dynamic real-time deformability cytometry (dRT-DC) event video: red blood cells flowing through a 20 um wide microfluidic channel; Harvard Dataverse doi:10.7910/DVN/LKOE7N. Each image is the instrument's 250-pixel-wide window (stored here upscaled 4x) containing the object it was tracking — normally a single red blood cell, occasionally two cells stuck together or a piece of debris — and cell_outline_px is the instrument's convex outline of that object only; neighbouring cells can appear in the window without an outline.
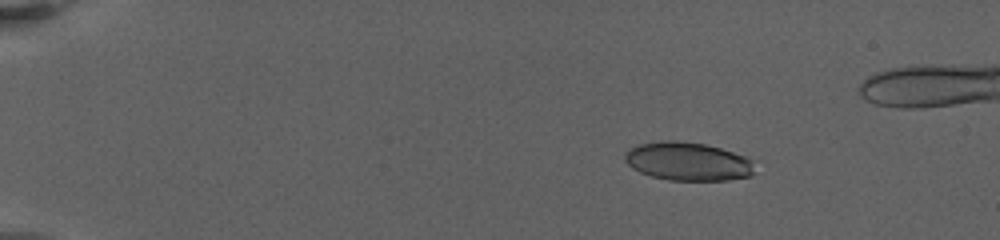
{"species": "human", "species_latin": "Homo sapiens", "temperature_condition": "warm", "stored_images_in_passage": 42, "camera_frame_rate_fps": 3000, "um_per_image_px": 0.085, "donor": {"sex": "female"}, "frame": {"image": 1, "passage_image": 4, "time_ms": 2.667, "image_size_px": [1000, 240], "cell_outline_px": [[752, 176], [728, 180], [668, 180], [652, 176], [640, 172], [632, 168], [624, 160], [624, 156], [632, 148], [640, 144], [660, 140], [676, 140], [704, 144], [720, 148], [744, 156], [752, 160]], "centroid_in_image_um": [58.45, 13.72], "position_along_channel_um": 26.5, "area_um2": 28.84}}
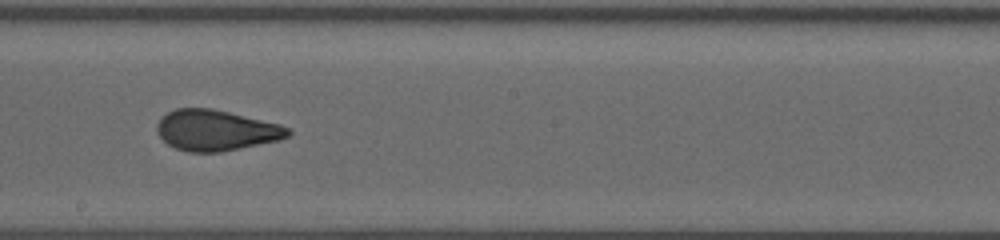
{"frame": {"image": 2, "passage_image": 22, "time_ms": 12.667, "image_size_px": [1000, 240], "cell_outline_px": [[292, 132], [288, 136], [280, 140], [220, 152], [188, 152], [176, 148], [168, 144], [160, 136], [156, 128], [156, 124], [168, 112], [176, 108], [212, 108], [280, 124], [288, 128]], "centroid_in_image_um": [18.37, 11.07], "position_along_channel_um": 229.8, "area_um2": 30.92}}
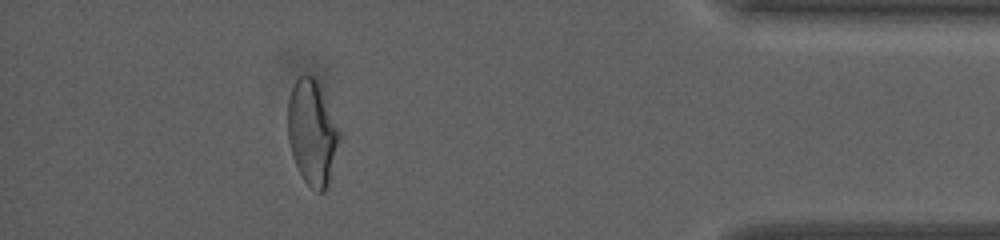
{"frame": {"image": 3, "passage_image": 37, "time_ms": 19.667, "image_size_px": [1000, 240], "cell_outline_px": [[340, 140], [328, 188], [324, 192], [316, 192], [304, 180], [292, 156], [288, 140], [288, 100], [292, 88], [296, 80], [300, 76], [316, 76], [340, 132]], "centroid_in_image_um": [26.55, 11.29], "position_along_channel_um": 408.7, "area_um2": 31.56}, "authors_computed_cell_mechanics": {"area_um2": 30.923, "velocity_mm_per_s": 3.1041, "shape_relaxation_time_tau1_ms": 8.8173, "shape_relaxation_time_tau2_ms": 1.1019, "deformation_change_tau1": 0.2154, "deformation_change_tau2": 0.0689}}